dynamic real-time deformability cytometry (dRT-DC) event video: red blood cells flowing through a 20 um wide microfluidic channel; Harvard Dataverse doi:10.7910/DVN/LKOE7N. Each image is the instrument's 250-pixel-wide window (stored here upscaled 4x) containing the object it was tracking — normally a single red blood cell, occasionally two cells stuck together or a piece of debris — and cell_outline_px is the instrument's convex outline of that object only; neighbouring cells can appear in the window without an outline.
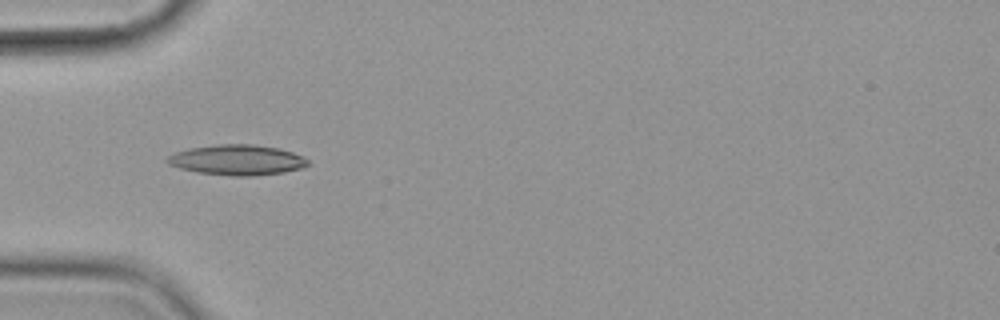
{"species": "common noctule bat (a hibernating species)", "species_latin": "Nyctalus noctula", "temperature_condition": "cold", "stored_images_in_passage": 7, "camera_frame_rate_fps": 3000, "um_per_image_px": 0.085, "animal": {"sex": "female", "body_mass_g": 19.9}, "frame": {"image": 1, "passage_image": 6, "time_ms": 7.0, "image_size_px": [1000, 320], "cell_outline_px": [[308, 164], [300, 168], [284, 172], [252, 176], [232, 176], [196, 172], [180, 168], [168, 164], [164, 160], [168, 156], [176, 152], [188, 148], [216, 144], [252, 144], [280, 148], [304, 156], [308, 160]], "centroid_in_image_um": [20.13, 13.59], "position_along_channel_um": 64.9, "area_um2": 24.97}}
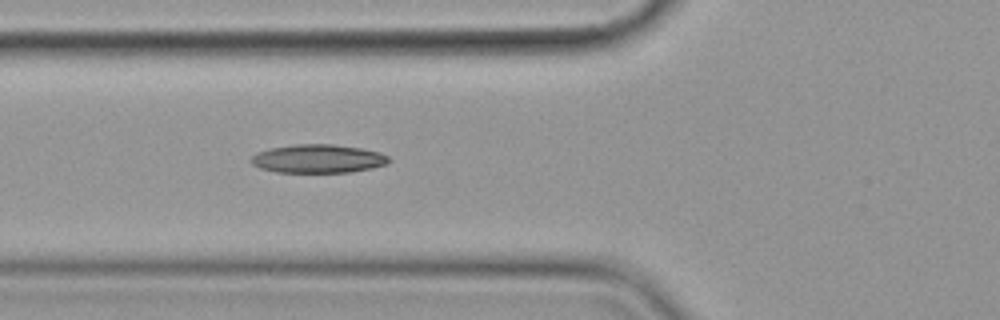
{"frame": {"image": 2, "passage_image": 7, "time_ms": 8.0, "image_size_px": [1000, 320], "cell_outline_px": [[392, 160], [388, 164], [372, 168], [352, 172], [276, 172], [260, 168], [252, 164], [252, 156], [256, 152], [272, 148], [296, 144], [332, 144], [360, 148], [380, 152], [388, 156]], "centroid_in_image_um": [27.07, 13.49], "position_along_channel_um": 98.7, "area_um2": 22.89}}